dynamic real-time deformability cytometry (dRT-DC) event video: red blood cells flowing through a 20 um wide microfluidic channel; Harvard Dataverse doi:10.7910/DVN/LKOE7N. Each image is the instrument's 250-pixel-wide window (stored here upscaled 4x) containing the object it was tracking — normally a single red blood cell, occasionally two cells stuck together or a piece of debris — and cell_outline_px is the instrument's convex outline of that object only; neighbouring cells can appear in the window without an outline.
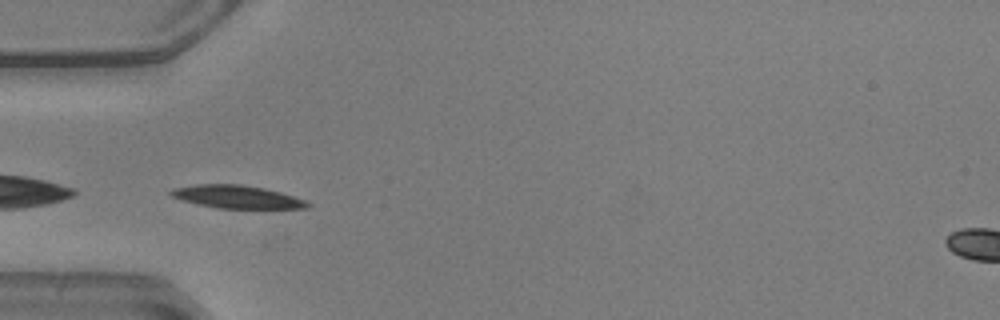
{"species": "common noctule bat (a hibernating species)", "species_latin": "Nyctalus noctula", "temperature_condition": "warm", "stored_images_in_passage": 37, "camera_frame_rate_fps": 3000, "um_per_image_px": 0.085, "animal": {"sex": "male", "body_mass_g": 20.5, "forearm_length_mm": 52.5}, "frame": {"image": 1, "passage_image": 1, "time_ms": 0.0, "image_size_px": [1000, 320], "cell_outline_px": [[312, 204], [308, 208], [216, 208], [196, 204], [172, 196], [168, 192], [172, 188], [196, 184], [240, 184], [264, 188], [280, 192], [304, 200]], "centroid_in_image_um": [20.11, 16.72], "position_along_channel_um": 64.9, "area_um2": 18.15}}
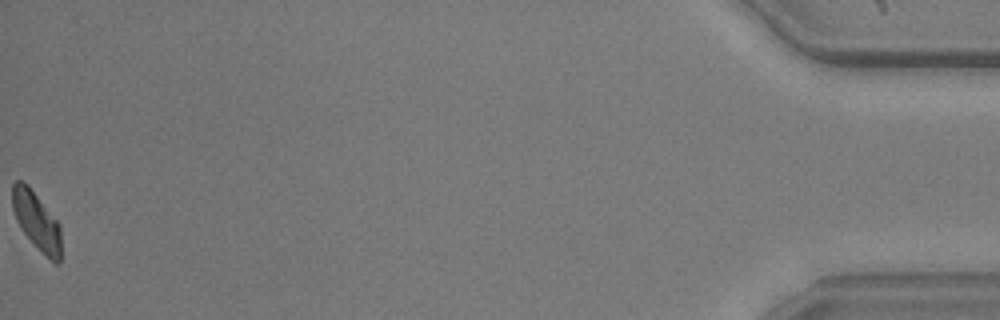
{"frame": {"image": 2, "passage_image": 37, "time_ms": 12.0, "image_size_px": [1000, 320], "cell_outline_px": [[60, 264], [56, 264], [24, 232], [16, 220], [12, 208], [12, 184], [16, 180], [20, 180], [28, 184], [60, 224]], "centroid_in_image_um": [3.09, 18.7], "position_along_channel_um": 432.1, "area_um2": 16.07}, "authors_computed_cell_mechanics": {"area_um2": 17.8602, "velocity_mm_per_s": 3.8799, "shape_relaxation_time_tau1_ms": 1.5312, "shape_relaxation_time_tau2_ms": null, "deformation_change_tau1": 0.1435, "deformation_change_tau2": null}}